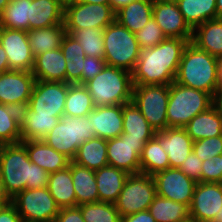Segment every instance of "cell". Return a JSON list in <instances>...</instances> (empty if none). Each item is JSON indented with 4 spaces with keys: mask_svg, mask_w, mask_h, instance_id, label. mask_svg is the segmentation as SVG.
Instances as JSON below:
<instances>
[{
    "mask_svg": "<svg viewBox=\"0 0 222 222\" xmlns=\"http://www.w3.org/2000/svg\"><path fill=\"white\" fill-rule=\"evenodd\" d=\"M106 62L102 58L86 56L82 69V84L85 85L89 80L102 71Z\"/></svg>",
    "mask_w": 222,
    "mask_h": 222,
    "instance_id": "7dc6e473",
    "label": "cell"
},
{
    "mask_svg": "<svg viewBox=\"0 0 222 222\" xmlns=\"http://www.w3.org/2000/svg\"><path fill=\"white\" fill-rule=\"evenodd\" d=\"M193 142L222 135V117L213 105L208 110L196 115L183 127Z\"/></svg>",
    "mask_w": 222,
    "mask_h": 222,
    "instance_id": "4316f807",
    "label": "cell"
},
{
    "mask_svg": "<svg viewBox=\"0 0 222 222\" xmlns=\"http://www.w3.org/2000/svg\"><path fill=\"white\" fill-rule=\"evenodd\" d=\"M10 202L18 211L22 222H54L60 209L47 187L25 189L10 199Z\"/></svg>",
    "mask_w": 222,
    "mask_h": 222,
    "instance_id": "30bf717a",
    "label": "cell"
},
{
    "mask_svg": "<svg viewBox=\"0 0 222 222\" xmlns=\"http://www.w3.org/2000/svg\"><path fill=\"white\" fill-rule=\"evenodd\" d=\"M191 40L166 38L154 47L141 49L132 71L133 85H170L174 82L183 51Z\"/></svg>",
    "mask_w": 222,
    "mask_h": 222,
    "instance_id": "6da1fadb",
    "label": "cell"
},
{
    "mask_svg": "<svg viewBox=\"0 0 222 222\" xmlns=\"http://www.w3.org/2000/svg\"><path fill=\"white\" fill-rule=\"evenodd\" d=\"M85 222H122L115 205L107 202H92L77 206Z\"/></svg>",
    "mask_w": 222,
    "mask_h": 222,
    "instance_id": "b9f144b4",
    "label": "cell"
},
{
    "mask_svg": "<svg viewBox=\"0 0 222 222\" xmlns=\"http://www.w3.org/2000/svg\"><path fill=\"white\" fill-rule=\"evenodd\" d=\"M21 142L20 110L0 103V145Z\"/></svg>",
    "mask_w": 222,
    "mask_h": 222,
    "instance_id": "ab89813d",
    "label": "cell"
},
{
    "mask_svg": "<svg viewBox=\"0 0 222 222\" xmlns=\"http://www.w3.org/2000/svg\"><path fill=\"white\" fill-rule=\"evenodd\" d=\"M203 161L197 157L192 151L184 162L180 165L179 169L196 183L201 182Z\"/></svg>",
    "mask_w": 222,
    "mask_h": 222,
    "instance_id": "f6af8a7d",
    "label": "cell"
},
{
    "mask_svg": "<svg viewBox=\"0 0 222 222\" xmlns=\"http://www.w3.org/2000/svg\"><path fill=\"white\" fill-rule=\"evenodd\" d=\"M10 0H0V15L4 11V8L8 5Z\"/></svg>",
    "mask_w": 222,
    "mask_h": 222,
    "instance_id": "94428289",
    "label": "cell"
},
{
    "mask_svg": "<svg viewBox=\"0 0 222 222\" xmlns=\"http://www.w3.org/2000/svg\"><path fill=\"white\" fill-rule=\"evenodd\" d=\"M64 5L78 0H60Z\"/></svg>",
    "mask_w": 222,
    "mask_h": 222,
    "instance_id": "03108f58",
    "label": "cell"
},
{
    "mask_svg": "<svg viewBox=\"0 0 222 222\" xmlns=\"http://www.w3.org/2000/svg\"><path fill=\"white\" fill-rule=\"evenodd\" d=\"M160 146L167 153L170 167L179 168L184 159L193 151V140L184 128H167L155 134Z\"/></svg>",
    "mask_w": 222,
    "mask_h": 222,
    "instance_id": "ffe728a7",
    "label": "cell"
},
{
    "mask_svg": "<svg viewBox=\"0 0 222 222\" xmlns=\"http://www.w3.org/2000/svg\"><path fill=\"white\" fill-rule=\"evenodd\" d=\"M217 85H218V91L222 92V59L218 62V71H217Z\"/></svg>",
    "mask_w": 222,
    "mask_h": 222,
    "instance_id": "11a10c76",
    "label": "cell"
},
{
    "mask_svg": "<svg viewBox=\"0 0 222 222\" xmlns=\"http://www.w3.org/2000/svg\"><path fill=\"white\" fill-rule=\"evenodd\" d=\"M152 177L155 181L158 196L190 206L197 183L186 176L179 168L169 167Z\"/></svg>",
    "mask_w": 222,
    "mask_h": 222,
    "instance_id": "9a60e30c",
    "label": "cell"
},
{
    "mask_svg": "<svg viewBox=\"0 0 222 222\" xmlns=\"http://www.w3.org/2000/svg\"><path fill=\"white\" fill-rule=\"evenodd\" d=\"M87 117L95 137L109 140L123 133V105L95 106Z\"/></svg>",
    "mask_w": 222,
    "mask_h": 222,
    "instance_id": "ac0fdd59",
    "label": "cell"
},
{
    "mask_svg": "<svg viewBox=\"0 0 222 222\" xmlns=\"http://www.w3.org/2000/svg\"><path fill=\"white\" fill-rule=\"evenodd\" d=\"M66 34L67 32L64 24L27 31L30 48L34 58L47 51L60 48Z\"/></svg>",
    "mask_w": 222,
    "mask_h": 222,
    "instance_id": "f1b7e54d",
    "label": "cell"
},
{
    "mask_svg": "<svg viewBox=\"0 0 222 222\" xmlns=\"http://www.w3.org/2000/svg\"><path fill=\"white\" fill-rule=\"evenodd\" d=\"M191 42L199 49L222 59V19H211L196 26Z\"/></svg>",
    "mask_w": 222,
    "mask_h": 222,
    "instance_id": "d4e9b609",
    "label": "cell"
},
{
    "mask_svg": "<svg viewBox=\"0 0 222 222\" xmlns=\"http://www.w3.org/2000/svg\"><path fill=\"white\" fill-rule=\"evenodd\" d=\"M169 85H134L132 101L156 131L167 129Z\"/></svg>",
    "mask_w": 222,
    "mask_h": 222,
    "instance_id": "ba28073f",
    "label": "cell"
},
{
    "mask_svg": "<svg viewBox=\"0 0 222 222\" xmlns=\"http://www.w3.org/2000/svg\"><path fill=\"white\" fill-rule=\"evenodd\" d=\"M83 3L109 4L110 0H78Z\"/></svg>",
    "mask_w": 222,
    "mask_h": 222,
    "instance_id": "9f6ffc18",
    "label": "cell"
},
{
    "mask_svg": "<svg viewBox=\"0 0 222 222\" xmlns=\"http://www.w3.org/2000/svg\"><path fill=\"white\" fill-rule=\"evenodd\" d=\"M60 119L61 117L37 115L25 106L20 110L21 141L42 139Z\"/></svg>",
    "mask_w": 222,
    "mask_h": 222,
    "instance_id": "484cf974",
    "label": "cell"
},
{
    "mask_svg": "<svg viewBox=\"0 0 222 222\" xmlns=\"http://www.w3.org/2000/svg\"><path fill=\"white\" fill-rule=\"evenodd\" d=\"M130 174L107 165L95 171L99 201L114 204Z\"/></svg>",
    "mask_w": 222,
    "mask_h": 222,
    "instance_id": "cb8c5ba5",
    "label": "cell"
},
{
    "mask_svg": "<svg viewBox=\"0 0 222 222\" xmlns=\"http://www.w3.org/2000/svg\"><path fill=\"white\" fill-rule=\"evenodd\" d=\"M222 207V183L196 184L191 204L190 218L195 222H211Z\"/></svg>",
    "mask_w": 222,
    "mask_h": 222,
    "instance_id": "e0dca14e",
    "label": "cell"
},
{
    "mask_svg": "<svg viewBox=\"0 0 222 222\" xmlns=\"http://www.w3.org/2000/svg\"><path fill=\"white\" fill-rule=\"evenodd\" d=\"M95 106L123 105L132 101V72L105 65L85 84Z\"/></svg>",
    "mask_w": 222,
    "mask_h": 222,
    "instance_id": "277c9868",
    "label": "cell"
},
{
    "mask_svg": "<svg viewBox=\"0 0 222 222\" xmlns=\"http://www.w3.org/2000/svg\"><path fill=\"white\" fill-rule=\"evenodd\" d=\"M47 188L59 208L77 207L71 175V162L67 168L50 173Z\"/></svg>",
    "mask_w": 222,
    "mask_h": 222,
    "instance_id": "83f0119b",
    "label": "cell"
},
{
    "mask_svg": "<svg viewBox=\"0 0 222 222\" xmlns=\"http://www.w3.org/2000/svg\"><path fill=\"white\" fill-rule=\"evenodd\" d=\"M152 17L167 38L192 39L193 29L185 21L177 2L154 4Z\"/></svg>",
    "mask_w": 222,
    "mask_h": 222,
    "instance_id": "d6986e66",
    "label": "cell"
},
{
    "mask_svg": "<svg viewBox=\"0 0 222 222\" xmlns=\"http://www.w3.org/2000/svg\"><path fill=\"white\" fill-rule=\"evenodd\" d=\"M71 175L77 206L99 201L94 170L71 161Z\"/></svg>",
    "mask_w": 222,
    "mask_h": 222,
    "instance_id": "f546056e",
    "label": "cell"
},
{
    "mask_svg": "<svg viewBox=\"0 0 222 222\" xmlns=\"http://www.w3.org/2000/svg\"><path fill=\"white\" fill-rule=\"evenodd\" d=\"M217 16L222 19V0H216Z\"/></svg>",
    "mask_w": 222,
    "mask_h": 222,
    "instance_id": "6f0895ef",
    "label": "cell"
},
{
    "mask_svg": "<svg viewBox=\"0 0 222 222\" xmlns=\"http://www.w3.org/2000/svg\"><path fill=\"white\" fill-rule=\"evenodd\" d=\"M219 172H222V153L218 155Z\"/></svg>",
    "mask_w": 222,
    "mask_h": 222,
    "instance_id": "e7e4bbea",
    "label": "cell"
},
{
    "mask_svg": "<svg viewBox=\"0 0 222 222\" xmlns=\"http://www.w3.org/2000/svg\"><path fill=\"white\" fill-rule=\"evenodd\" d=\"M123 133L134 139H151L156 134L133 101L123 104Z\"/></svg>",
    "mask_w": 222,
    "mask_h": 222,
    "instance_id": "e575fe53",
    "label": "cell"
},
{
    "mask_svg": "<svg viewBox=\"0 0 222 222\" xmlns=\"http://www.w3.org/2000/svg\"><path fill=\"white\" fill-rule=\"evenodd\" d=\"M115 21L110 4L70 2L64 5V25L67 34L87 28L105 29Z\"/></svg>",
    "mask_w": 222,
    "mask_h": 222,
    "instance_id": "8fae6325",
    "label": "cell"
},
{
    "mask_svg": "<svg viewBox=\"0 0 222 222\" xmlns=\"http://www.w3.org/2000/svg\"><path fill=\"white\" fill-rule=\"evenodd\" d=\"M193 152L205 161L222 153V135L193 142Z\"/></svg>",
    "mask_w": 222,
    "mask_h": 222,
    "instance_id": "ee69618b",
    "label": "cell"
},
{
    "mask_svg": "<svg viewBox=\"0 0 222 222\" xmlns=\"http://www.w3.org/2000/svg\"><path fill=\"white\" fill-rule=\"evenodd\" d=\"M177 4L192 29L208 20L218 18L216 0H178Z\"/></svg>",
    "mask_w": 222,
    "mask_h": 222,
    "instance_id": "836d02e7",
    "label": "cell"
},
{
    "mask_svg": "<svg viewBox=\"0 0 222 222\" xmlns=\"http://www.w3.org/2000/svg\"><path fill=\"white\" fill-rule=\"evenodd\" d=\"M32 0H10L0 15V27L29 31Z\"/></svg>",
    "mask_w": 222,
    "mask_h": 222,
    "instance_id": "f35d334b",
    "label": "cell"
},
{
    "mask_svg": "<svg viewBox=\"0 0 222 222\" xmlns=\"http://www.w3.org/2000/svg\"><path fill=\"white\" fill-rule=\"evenodd\" d=\"M170 167L167 153L160 146L159 138L155 135L146 142L140 155V170L143 174L153 176Z\"/></svg>",
    "mask_w": 222,
    "mask_h": 222,
    "instance_id": "d590c367",
    "label": "cell"
},
{
    "mask_svg": "<svg viewBox=\"0 0 222 222\" xmlns=\"http://www.w3.org/2000/svg\"><path fill=\"white\" fill-rule=\"evenodd\" d=\"M94 108L92 97L85 85L68 83L64 115L83 117L87 116Z\"/></svg>",
    "mask_w": 222,
    "mask_h": 222,
    "instance_id": "74e56055",
    "label": "cell"
},
{
    "mask_svg": "<svg viewBox=\"0 0 222 222\" xmlns=\"http://www.w3.org/2000/svg\"><path fill=\"white\" fill-rule=\"evenodd\" d=\"M72 161L94 171L107 166V140L93 137L83 142Z\"/></svg>",
    "mask_w": 222,
    "mask_h": 222,
    "instance_id": "1f68e13d",
    "label": "cell"
},
{
    "mask_svg": "<svg viewBox=\"0 0 222 222\" xmlns=\"http://www.w3.org/2000/svg\"><path fill=\"white\" fill-rule=\"evenodd\" d=\"M151 4H159V3H168V2H177L178 0H149Z\"/></svg>",
    "mask_w": 222,
    "mask_h": 222,
    "instance_id": "91938a15",
    "label": "cell"
},
{
    "mask_svg": "<svg viewBox=\"0 0 222 222\" xmlns=\"http://www.w3.org/2000/svg\"><path fill=\"white\" fill-rule=\"evenodd\" d=\"M49 175L29 160L21 142L0 145V179L9 200L25 189L47 187Z\"/></svg>",
    "mask_w": 222,
    "mask_h": 222,
    "instance_id": "7a4b0ae2",
    "label": "cell"
},
{
    "mask_svg": "<svg viewBox=\"0 0 222 222\" xmlns=\"http://www.w3.org/2000/svg\"><path fill=\"white\" fill-rule=\"evenodd\" d=\"M54 222H85L78 207L60 208Z\"/></svg>",
    "mask_w": 222,
    "mask_h": 222,
    "instance_id": "c3c4849f",
    "label": "cell"
},
{
    "mask_svg": "<svg viewBox=\"0 0 222 222\" xmlns=\"http://www.w3.org/2000/svg\"><path fill=\"white\" fill-rule=\"evenodd\" d=\"M0 222H22L18 211L11 202L0 211Z\"/></svg>",
    "mask_w": 222,
    "mask_h": 222,
    "instance_id": "681fc988",
    "label": "cell"
},
{
    "mask_svg": "<svg viewBox=\"0 0 222 222\" xmlns=\"http://www.w3.org/2000/svg\"><path fill=\"white\" fill-rule=\"evenodd\" d=\"M182 222H195V221L193 219H191V218H188L187 220L182 221Z\"/></svg>",
    "mask_w": 222,
    "mask_h": 222,
    "instance_id": "003e7915",
    "label": "cell"
},
{
    "mask_svg": "<svg viewBox=\"0 0 222 222\" xmlns=\"http://www.w3.org/2000/svg\"><path fill=\"white\" fill-rule=\"evenodd\" d=\"M95 137L88 117H71L62 115L60 121L42 140L71 161L78 147L85 141Z\"/></svg>",
    "mask_w": 222,
    "mask_h": 222,
    "instance_id": "52a82bcc",
    "label": "cell"
},
{
    "mask_svg": "<svg viewBox=\"0 0 222 222\" xmlns=\"http://www.w3.org/2000/svg\"><path fill=\"white\" fill-rule=\"evenodd\" d=\"M214 105V97L176 82L169 85L167 127H185L196 115Z\"/></svg>",
    "mask_w": 222,
    "mask_h": 222,
    "instance_id": "5b68a950",
    "label": "cell"
},
{
    "mask_svg": "<svg viewBox=\"0 0 222 222\" xmlns=\"http://www.w3.org/2000/svg\"><path fill=\"white\" fill-rule=\"evenodd\" d=\"M149 140L129 138L125 133L107 140L108 165L124 170L128 174L141 173L140 155Z\"/></svg>",
    "mask_w": 222,
    "mask_h": 222,
    "instance_id": "4fadbf2b",
    "label": "cell"
},
{
    "mask_svg": "<svg viewBox=\"0 0 222 222\" xmlns=\"http://www.w3.org/2000/svg\"><path fill=\"white\" fill-rule=\"evenodd\" d=\"M67 93L66 82L36 80L27 106L37 115L61 117Z\"/></svg>",
    "mask_w": 222,
    "mask_h": 222,
    "instance_id": "7c38bea8",
    "label": "cell"
},
{
    "mask_svg": "<svg viewBox=\"0 0 222 222\" xmlns=\"http://www.w3.org/2000/svg\"><path fill=\"white\" fill-rule=\"evenodd\" d=\"M122 222H156L155 218L148 211H141L137 213H132L122 217Z\"/></svg>",
    "mask_w": 222,
    "mask_h": 222,
    "instance_id": "f907efd6",
    "label": "cell"
},
{
    "mask_svg": "<svg viewBox=\"0 0 222 222\" xmlns=\"http://www.w3.org/2000/svg\"><path fill=\"white\" fill-rule=\"evenodd\" d=\"M153 4L149 0H135L115 13V20L130 32L136 33L152 18Z\"/></svg>",
    "mask_w": 222,
    "mask_h": 222,
    "instance_id": "4dcf8cb0",
    "label": "cell"
},
{
    "mask_svg": "<svg viewBox=\"0 0 222 222\" xmlns=\"http://www.w3.org/2000/svg\"><path fill=\"white\" fill-rule=\"evenodd\" d=\"M28 153L29 160L37 164L47 173H53L67 168L71 160L59 153L42 139L21 141Z\"/></svg>",
    "mask_w": 222,
    "mask_h": 222,
    "instance_id": "44dd1931",
    "label": "cell"
},
{
    "mask_svg": "<svg viewBox=\"0 0 222 222\" xmlns=\"http://www.w3.org/2000/svg\"><path fill=\"white\" fill-rule=\"evenodd\" d=\"M32 72L9 70L0 74V103L22 110L28 105L35 84Z\"/></svg>",
    "mask_w": 222,
    "mask_h": 222,
    "instance_id": "5bb4252c",
    "label": "cell"
},
{
    "mask_svg": "<svg viewBox=\"0 0 222 222\" xmlns=\"http://www.w3.org/2000/svg\"><path fill=\"white\" fill-rule=\"evenodd\" d=\"M201 182L222 183V172H219L218 155L203 161Z\"/></svg>",
    "mask_w": 222,
    "mask_h": 222,
    "instance_id": "bcb514c9",
    "label": "cell"
},
{
    "mask_svg": "<svg viewBox=\"0 0 222 222\" xmlns=\"http://www.w3.org/2000/svg\"><path fill=\"white\" fill-rule=\"evenodd\" d=\"M132 1H135V0H110L109 4L112 7V9L114 10V12L116 13L118 10L125 7L126 5L131 3Z\"/></svg>",
    "mask_w": 222,
    "mask_h": 222,
    "instance_id": "f5cc1de1",
    "label": "cell"
},
{
    "mask_svg": "<svg viewBox=\"0 0 222 222\" xmlns=\"http://www.w3.org/2000/svg\"><path fill=\"white\" fill-rule=\"evenodd\" d=\"M219 60L190 41L183 51L174 82L215 97L219 92L217 85Z\"/></svg>",
    "mask_w": 222,
    "mask_h": 222,
    "instance_id": "3957f363",
    "label": "cell"
},
{
    "mask_svg": "<svg viewBox=\"0 0 222 222\" xmlns=\"http://www.w3.org/2000/svg\"><path fill=\"white\" fill-rule=\"evenodd\" d=\"M66 62L61 48L47 51L34 58L31 72L36 80L66 82Z\"/></svg>",
    "mask_w": 222,
    "mask_h": 222,
    "instance_id": "7402d4cb",
    "label": "cell"
},
{
    "mask_svg": "<svg viewBox=\"0 0 222 222\" xmlns=\"http://www.w3.org/2000/svg\"><path fill=\"white\" fill-rule=\"evenodd\" d=\"M0 43L6 52L9 70L32 71L34 56L26 31L0 27Z\"/></svg>",
    "mask_w": 222,
    "mask_h": 222,
    "instance_id": "2e32d148",
    "label": "cell"
},
{
    "mask_svg": "<svg viewBox=\"0 0 222 222\" xmlns=\"http://www.w3.org/2000/svg\"><path fill=\"white\" fill-rule=\"evenodd\" d=\"M214 106L222 117V92H218L214 97Z\"/></svg>",
    "mask_w": 222,
    "mask_h": 222,
    "instance_id": "db71d44e",
    "label": "cell"
},
{
    "mask_svg": "<svg viewBox=\"0 0 222 222\" xmlns=\"http://www.w3.org/2000/svg\"><path fill=\"white\" fill-rule=\"evenodd\" d=\"M148 211L156 222H182L190 218L189 206L156 195Z\"/></svg>",
    "mask_w": 222,
    "mask_h": 222,
    "instance_id": "8d00e7d4",
    "label": "cell"
},
{
    "mask_svg": "<svg viewBox=\"0 0 222 222\" xmlns=\"http://www.w3.org/2000/svg\"><path fill=\"white\" fill-rule=\"evenodd\" d=\"M103 37L106 65L132 72L141 51L136 35L115 20L104 29Z\"/></svg>",
    "mask_w": 222,
    "mask_h": 222,
    "instance_id": "8992f818",
    "label": "cell"
},
{
    "mask_svg": "<svg viewBox=\"0 0 222 222\" xmlns=\"http://www.w3.org/2000/svg\"><path fill=\"white\" fill-rule=\"evenodd\" d=\"M61 50L66 62V83L82 84V69L86 54L83 47L70 34L63 38Z\"/></svg>",
    "mask_w": 222,
    "mask_h": 222,
    "instance_id": "d6a6232c",
    "label": "cell"
},
{
    "mask_svg": "<svg viewBox=\"0 0 222 222\" xmlns=\"http://www.w3.org/2000/svg\"><path fill=\"white\" fill-rule=\"evenodd\" d=\"M0 199H8L7 196L5 195L4 191H3L1 179H0Z\"/></svg>",
    "mask_w": 222,
    "mask_h": 222,
    "instance_id": "be15d7a7",
    "label": "cell"
},
{
    "mask_svg": "<svg viewBox=\"0 0 222 222\" xmlns=\"http://www.w3.org/2000/svg\"><path fill=\"white\" fill-rule=\"evenodd\" d=\"M135 35L140 49L154 47L167 38L153 17Z\"/></svg>",
    "mask_w": 222,
    "mask_h": 222,
    "instance_id": "7bdbcfd3",
    "label": "cell"
},
{
    "mask_svg": "<svg viewBox=\"0 0 222 222\" xmlns=\"http://www.w3.org/2000/svg\"><path fill=\"white\" fill-rule=\"evenodd\" d=\"M211 222H222V207Z\"/></svg>",
    "mask_w": 222,
    "mask_h": 222,
    "instance_id": "680465c9",
    "label": "cell"
},
{
    "mask_svg": "<svg viewBox=\"0 0 222 222\" xmlns=\"http://www.w3.org/2000/svg\"><path fill=\"white\" fill-rule=\"evenodd\" d=\"M29 31L64 24V4L60 0H32Z\"/></svg>",
    "mask_w": 222,
    "mask_h": 222,
    "instance_id": "603a6c76",
    "label": "cell"
},
{
    "mask_svg": "<svg viewBox=\"0 0 222 222\" xmlns=\"http://www.w3.org/2000/svg\"><path fill=\"white\" fill-rule=\"evenodd\" d=\"M156 195V185L152 176L143 173L130 174L114 205L121 217H124L148 210Z\"/></svg>",
    "mask_w": 222,
    "mask_h": 222,
    "instance_id": "9c48e42d",
    "label": "cell"
},
{
    "mask_svg": "<svg viewBox=\"0 0 222 222\" xmlns=\"http://www.w3.org/2000/svg\"><path fill=\"white\" fill-rule=\"evenodd\" d=\"M9 71V62L5 50L0 43V74Z\"/></svg>",
    "mask_w": 222,
    "mask_h": 222,
    "instance_id": "816d5d0a",
    "label": "cell"
},
{
    "mask_svg": "<svg viewBox=\"0 0 222 222\" xmlns=\"http://www.w3.org/2000/svg\"><path fill=\"white\" fill-rule=\"evenodd\" d=\"M70 35L80 43L86 56L104 59V29L83 28L74 30Z\"/></svg>",
    "mask_w": 222,
    "mask_h": 222,
    "instance_id": "60d3db41",
    "label": "cell"
},
{
    "mask_svg": "<svg viewBox=\"0 0 222 222\" xmlns=\"http://www.w3.org/2000/svg\"><path fill=\"white\" fill-rule=\"evenodd\" d=\"M10 202L9 199H0V211Z\"/></svg>",
    "mask_w": 222,
    "mask_h": 222,
    "instance_id": "6125c7cd",
    "label": "cell"
}]
</instances>
